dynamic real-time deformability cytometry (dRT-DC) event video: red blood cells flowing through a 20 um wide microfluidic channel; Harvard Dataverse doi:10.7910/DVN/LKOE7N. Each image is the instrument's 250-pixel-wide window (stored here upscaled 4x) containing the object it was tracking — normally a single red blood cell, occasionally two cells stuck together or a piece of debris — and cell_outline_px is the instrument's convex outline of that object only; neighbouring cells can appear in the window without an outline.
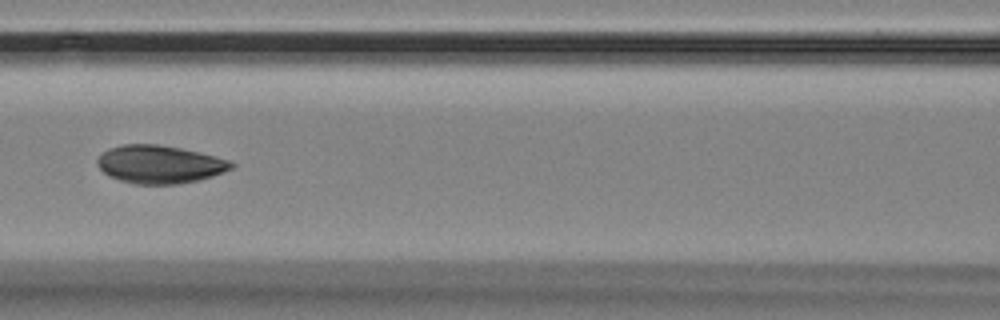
{"species": "Egyptian fruit bat (a non-hibernating species)", "species_latin": "Rousettus aegyptiacus", "temperature_condition": "room temperature", "stored_images_in_passage": 9, "camera_frame_rate_fps": 3000, "um_per_image_px": 0.085, "animal": {"sex": "female"}, "frame": {"image": 1, "passage_image": 7, "time_ms": 7.0, "image_size_px": [1000, 320], "cell_outline_px": [[236, 164], [232, 168], [224, 172], [200, 180], [180, 184], [132, 184], [108, 176], [96, 164], [96, 160], [108, 148], [124, 144], [156, 144], [180, 148], [228, 160]], "centroid_in_image_um": [13.54, 13.98], "position_along_channel_um": 153.1, "area_um2": 29.59}}
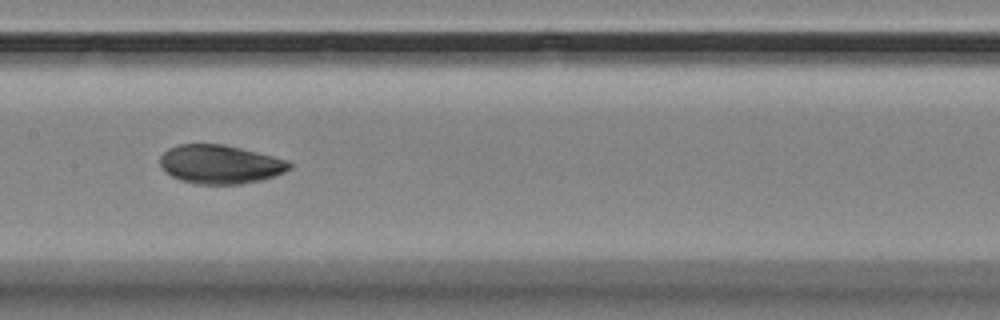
{"frame": {"image": 2, "passage_image": 8, "time_ms": 8.0, "image_size_px": [1000, 320], "cell_outline_px": [[292, 168], [276, 176], [260, 180], [240, 184], [196, 184], [180, 180], [172, 176], [160, 164], [160, 156], [168, 148], [180, 144], [224, 144], [288, 160], [292, 164]], "centroid_in_image_um": [18.73, 13.97], "position_along_channel_um": 188.7, "area_um2": 29.13}}
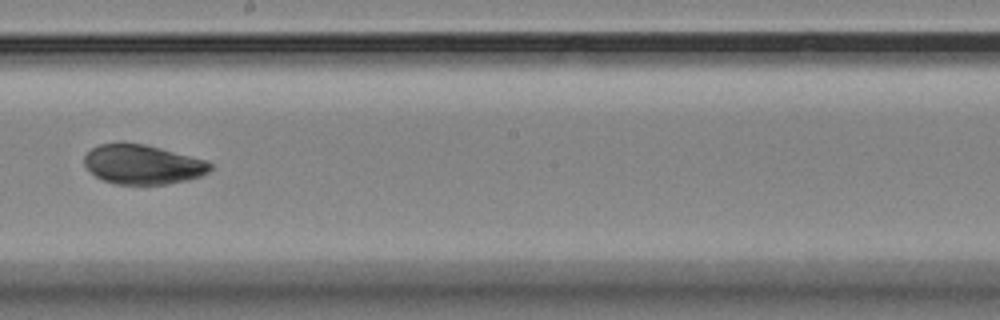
{"frame": {"image": 3, "passage_image": 9, "time_ms": 9.333, "image_size_px": [1000, 320], "cell_outline_px": [[212, 168], [208, 172], [200, 176], [188, 180], [168, 184], [116, 184], [104, 180], [96, 176], [84, 164], [84, 156], [92, 148], [100, 144], [144, 144], [208, 160], [212, 164]], "centroid_in_image_um": [12.17, 13.99], "position_along_channel_um": 236.0, "area_um2": 28.67}}